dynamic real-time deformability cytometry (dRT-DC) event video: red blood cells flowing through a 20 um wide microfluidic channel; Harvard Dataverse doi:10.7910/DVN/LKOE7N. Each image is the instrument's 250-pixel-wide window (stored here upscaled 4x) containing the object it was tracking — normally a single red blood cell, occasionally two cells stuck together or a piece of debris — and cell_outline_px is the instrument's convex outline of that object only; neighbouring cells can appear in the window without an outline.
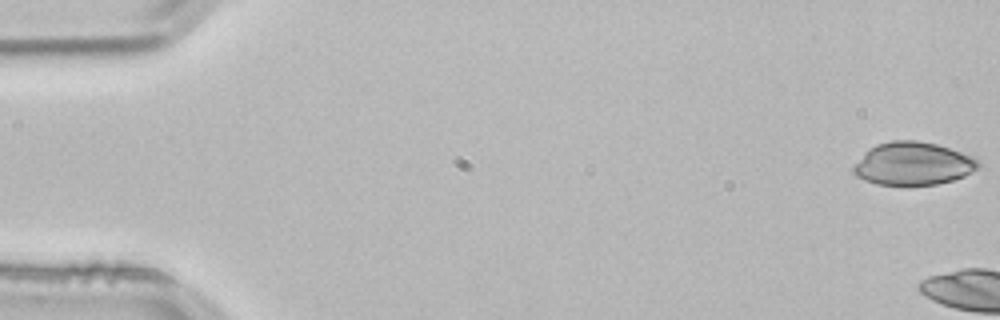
{"species": "common noctule bat (a hibernating species)", "species_latin": "Nyctalus noctula", "temperature_condition": "room temperature", "stored_images_in_passage": 5, "camera_frame_rate_fps": 3000, "um_per_image_px": 0.085, "animal": {"sex": "male", "body_mass_g": 21.5, "forearm_length_mm": 52.0}, "frame": {"image": 1, "passage_image": 1, "time_ms": 0.0, "image_size_px": [1000, 320], "cell_outline_px": [[980, 168], [964, 176], [952, 180], [936, 184], [908, 188], [904, 188], [876, 184], [864, 180], [856, 176], [852, 172], [852, 168], [864, 152], [868, 148], [876, 144], [892, 140], [916, 140], [936, 144], [976, 156], [980, 160]], "centroid_in_image_um": [77.61, 13.94], "position_along_channel_um": 7.4, "area_um2": 32.37}}